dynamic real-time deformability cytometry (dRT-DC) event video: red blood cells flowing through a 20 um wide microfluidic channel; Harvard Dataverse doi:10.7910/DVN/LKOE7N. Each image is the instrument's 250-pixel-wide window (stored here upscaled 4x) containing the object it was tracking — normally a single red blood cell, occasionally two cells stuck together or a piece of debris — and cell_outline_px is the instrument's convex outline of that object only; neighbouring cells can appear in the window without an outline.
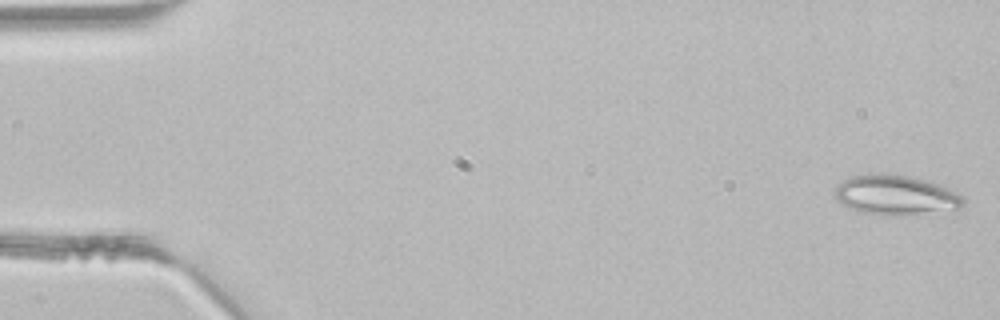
{"species": "common noctule bat (a hibernating species)", "species_latin": "Nyctalus noctula", "temperature_condition": "room temperature", "stored_images_in_passage": 4, "camera_frame_rate_fps": 3000, "um_per_image_px": 0.085, "animal": {"sex": "male", "body_mass_g": 21.5, "forearm_length_mm": 52.0}, "frame": {"image": 1, "passage_image": 1, "time_ms": 0.0, "image_size_px": [1000, 320], "cell_outline_px": [[964, 204], [960, 208], [896, 216], [864, 212], [852, 208], [836, 200], [836, 188], [844, 180], [852, 176], [868, 172], [908, 176], [932, 180], [964, 196]], "centroid_in_image_um": [76.17, 16.55], "position_along_channel_um": 8.8, "area_um2": 29.59}}